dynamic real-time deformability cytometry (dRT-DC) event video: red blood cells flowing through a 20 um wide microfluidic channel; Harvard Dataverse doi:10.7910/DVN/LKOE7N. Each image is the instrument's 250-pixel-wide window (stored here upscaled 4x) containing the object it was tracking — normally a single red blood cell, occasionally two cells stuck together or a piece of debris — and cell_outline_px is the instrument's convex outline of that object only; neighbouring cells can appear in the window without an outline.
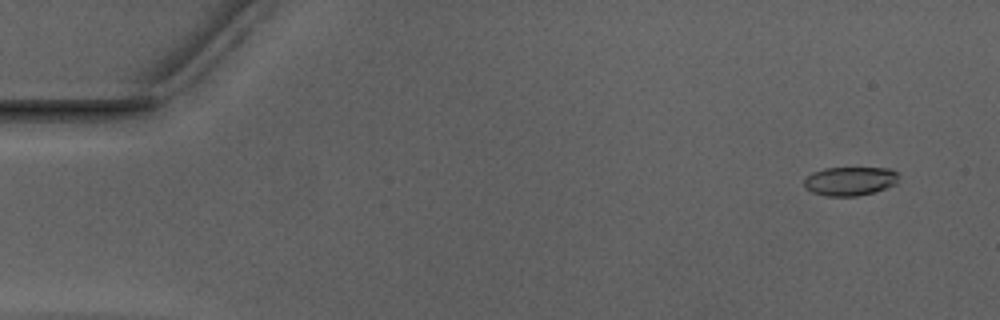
{"species": "Egyptian fruit bat (a non-hibernating species)", "species_latin": "Rousettus aegyptiacus", "temperature_condition": "warm", "stored_images_in_passage": 44, "camera_frame_rate_fps": 3000, "um_per_image_px": 0.085, "animal": {"sex": "male"}, "frame": {"image": 1, "passage_image": 1, "time_ms": 0.0, "image_size_px": [1000, 320], "cell_outline_px": [[896, 184], [872, 192], [856, 196], [824, 196], [812, 192], [804, 188], [804, 180], [812, 172], [824, 168], [888, 168], [896, 172]], "centroid_in_image_um": [72.18, 15.39], "position_along_channel_um": 12.8, "area_um2": 15.72}}
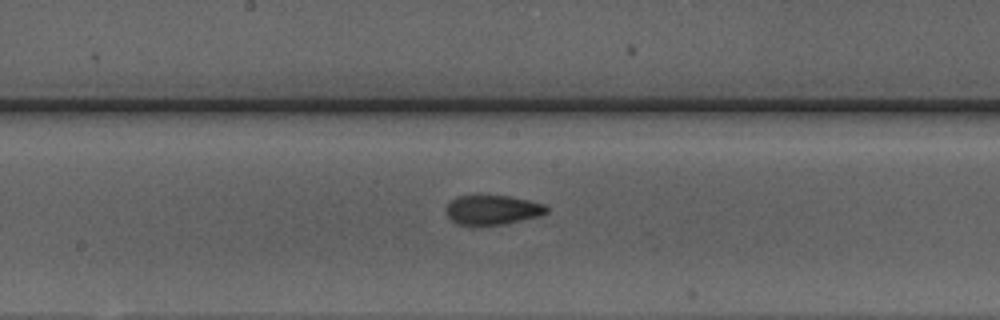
{"frame": {"image": 2, "passage_image": 25, "time_ms": 8.0, "image_size_px": [1000, 320], "cell_outline_px": [[548, 212], [544, 216], [504, 224], [460, 224], [452, 220], [448, 216], [448, 204], [456, 196], [512, 196], [544, 204], [548, 208]], "centroid_in_image_um": [41.96, 17.83], "position_along_channel_um": 206.2, "area_um2": 17.05}}
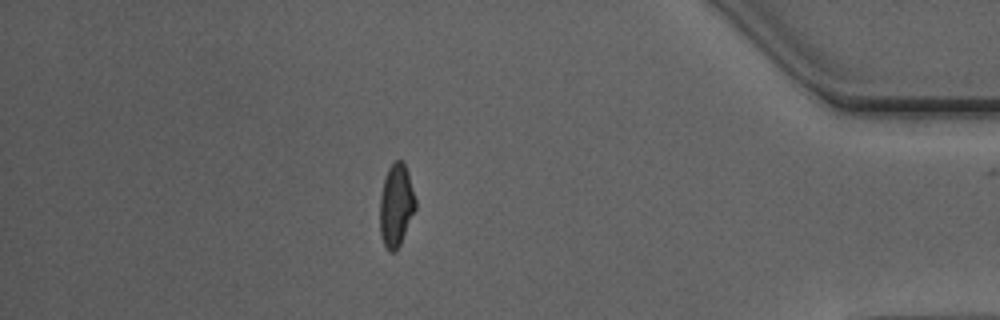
{"frame": {"image": 3, "passage_image": 43, "time_ms": 14.0, "image_size_px": [1000, 320], "cell_outline_px": [[416, 208], [400, 244], [396, 252], [388, 252], [384, 244], [380, 232], [380, 196], [384, 180], [388, 168], [396, 160], [404, 160], [408, 172], [416, 200]], "centroid_in_image_um": [33.67, 17.45], "position_along_channel_um": 401.5, "area_um2": 17.17}, "authors_computed_cell_mechanics": {"area_um2": 17.2244, "velocity_mm_per_s": 3.9664, "shape_relaxation_time_tau1_ms": null, "shape_relaxation_time_tau2_ms": 2.0531, "deformation_change_tau1": null, "deformation_change_tau2": 0.0892}}